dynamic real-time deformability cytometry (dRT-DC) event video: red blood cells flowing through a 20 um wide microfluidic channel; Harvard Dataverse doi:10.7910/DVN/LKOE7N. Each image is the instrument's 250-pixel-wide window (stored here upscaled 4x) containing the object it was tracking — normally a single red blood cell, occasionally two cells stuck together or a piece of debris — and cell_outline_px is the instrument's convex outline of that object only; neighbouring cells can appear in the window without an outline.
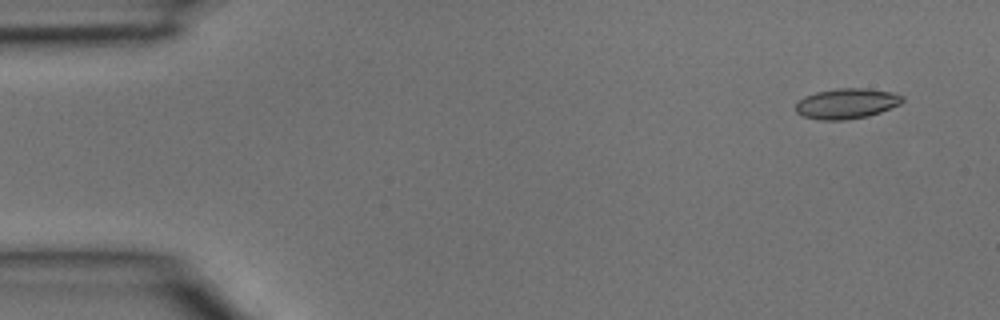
{"species": "common noctule bat (a hibernating species)", "species_latin": "Nyctalus noctula", "temperature_condition": "room temperature", "stored_images_in_passage": 4, "camera_frame_rate_fps": 3000, "um_per_image_px": 0.085, "animal": {"sex": "male", "body_mass_g": 15.6}, "frame": {"image": 1, "passage_image": 1, "time_ms": 0.0, "image_size_px": [1000, 320], "cell_outline_px": [[904, 100], [900, 104], [880, 112], [868, 116], [844, 120], [820, 120], [804, 116], [796, 112], [796, 104], [804, 96], [816, 92], [836, 88], [864, 88], [892, 92], [904, 96]], "centroid_in_image_um": [71.97, 8.8], "position_along_channel_um": 13.0, "area_um2": 18.84}}
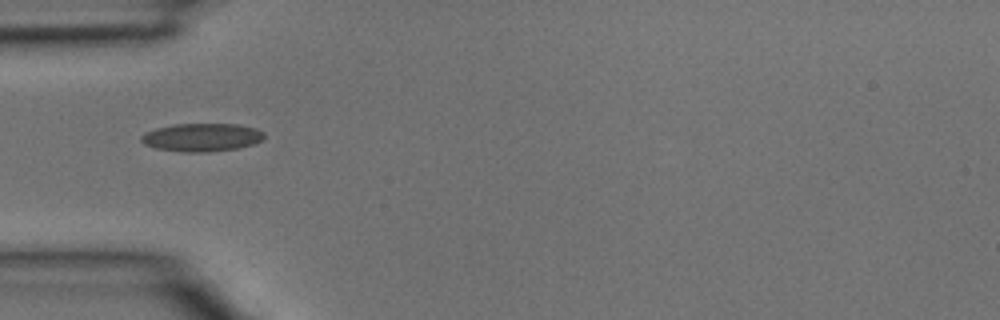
{"frame": {"image": 2, "passage_image": 4, "time_ms": 1.0, "image_size_px": [1000, 320], "cell_outline_px": [[264, 136], [256, 144], [236, 148], [208, 152], [180, 152], [156, 148], [144, 144], [140, 140], [140, 136], [144, 132], [156, 128], [172, 124], [240, 124], [256, 128], [264, 132]], "centroid_in_image_um": [17.13, 11.67], "position_along_channel_um": 67.9, "area_um2": 20.35}}